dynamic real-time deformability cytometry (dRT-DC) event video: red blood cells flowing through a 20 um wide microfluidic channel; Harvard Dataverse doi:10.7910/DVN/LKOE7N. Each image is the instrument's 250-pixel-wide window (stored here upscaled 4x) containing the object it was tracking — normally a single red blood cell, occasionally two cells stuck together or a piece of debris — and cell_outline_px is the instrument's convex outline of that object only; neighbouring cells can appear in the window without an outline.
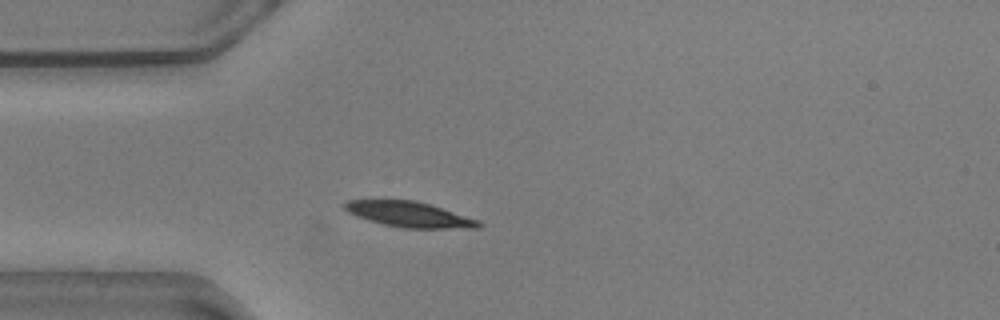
{"species": "common noctule bat (a hibernating species)", "species_latin": "Nyctalus noctula", "temperature_condition": "warm", "stored_images_in_passage": 33, "camera_frame_rate_fps": 3000, "um_per_image_px": 0.085, "animal": {"sex": "male", "body_mass_g": 20.5, "forearm_length_mm": 52.5}, "frame": {"image": 1, "passage_image": 1, "time_ms": 0.0, "image_size_px": [1000, 320], "cell_outline_px": [[484, 224], [480, 228], [404, 228], [384, 224], [368, 220], [356, 216], [348, 212], [344, 208], [344, 204], [348, 200], [412, 200], [428, 204], [480, 220]], "centroid_in_image_um": [34.81, 18.23], "position_along_channel_um": 50.2, "area_um2": 19.65}}
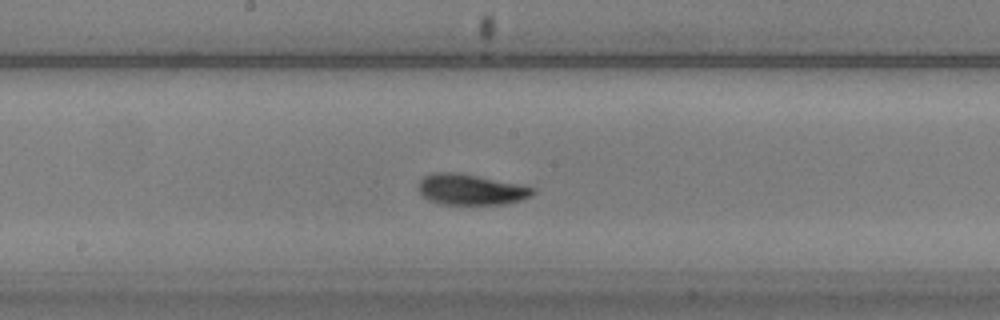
{"frame": {"image": 2, "passage_image": 15, "time_ms": 4.667, "image_size_px": [1000, 320], "cell_outline_px": [[536, 192], [532, 196], [520, 200], [504, 204], [440, 204], [428, 200], [420, 192], [420, 180], [424, 176], [432, 172], [460, 172], [536, 188]], "centroid_in_image_um": [40.03, 16.1], "position_along_channel_um": 208.2, "area_um2": 20.46}}
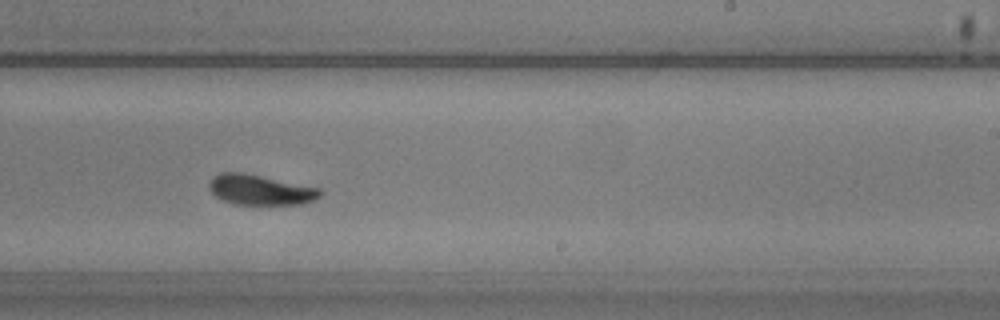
{"frame": {"image": 3, "passage_image": 20, "time_ms": 6.333, "image_size_px": [1000, 320], "cell_outline_px": [[324, 192], [320, 196], [304, 204], [236, 204], [224, 200], [216, 196], [208, 188], [208, 184], [212, 176], [220, 172], [244, 172], [320, 188]], "centroid_in_image_um": [22.11, 16.12], "position_along_channel_um": 266.9, "area_um2": 19.59}, "authors_computed_cell_mechanics": {"area_um2": 19.8832, "velocity_mm_per_s": 3.5417, "shape_relaxation_time_tau1_ms": 3.4174, "shape_relaxation_time_tau2_ms": 2.0234, "deformation_change_tau1": 0.1052, "deformation_change_tau2": 0.0654}}